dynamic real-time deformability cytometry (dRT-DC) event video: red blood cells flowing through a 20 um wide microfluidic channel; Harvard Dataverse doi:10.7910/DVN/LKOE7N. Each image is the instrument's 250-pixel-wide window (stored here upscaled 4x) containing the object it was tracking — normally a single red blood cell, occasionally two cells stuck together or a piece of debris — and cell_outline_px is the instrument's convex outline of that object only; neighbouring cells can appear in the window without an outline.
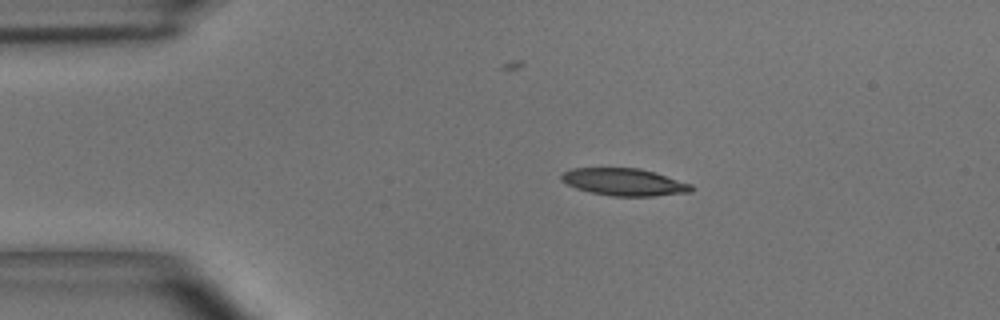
{"species": "common noctule bat (a hibernating species)", "species_latin": "Nyctalus noctula", "temperature_condition": "room temperature", "stored_images_in_passage": 45, "camera_frame_rate_fps": 3000, "um_per_image_px": 0.085, "animal": {"sex": "male", "body_mass_g": 15.6}, "frame": {"image": 1, "passage_image": 1, "time_ms": 0.0, "image_size_px": [1000, 320], "cell_outline_px": [[696, 188], [692, 192], [652, 196], [612, 196], [592, 192], [576, 188], [560, 180], [560, 176], [564, 172], [572, 168], [640, 168], [692, 184]], "centroid_in_image_um": [53.08, 15.47], "position_along_channel_um": 31.9, "area_um2": 20.58}}
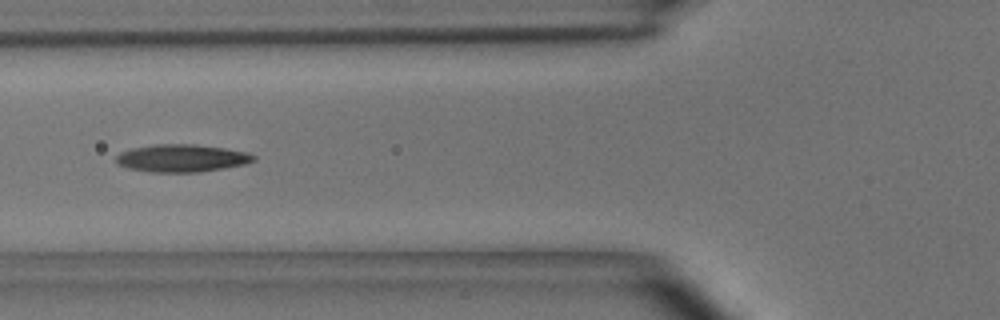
{"frame": {"image": 2, "passage_image": 11, "time_ms": 3.333, "image_size_px": [1000, 320], "cell_outline_px": [[256, 160], [244, 164], [224, 168], [200, 172], [152, 172], [128, 168], [116, 164], [116, 156], [120, 152], [132, 148], [156, 144], [192, 144], [224, 148], [248, 152], [256, 156]], "centroid_in_image_um": [15.45, 13.44], "position_along_channel_um": 110.4, "area_um2": 22.14}}
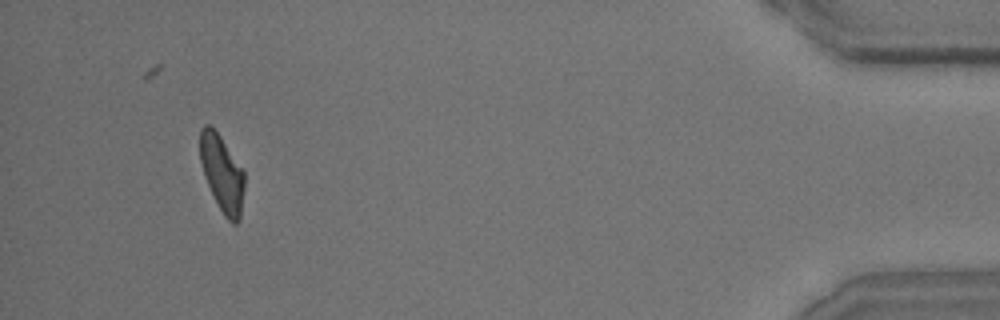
{"frame": {"image": 3, "passage_image": 42, "time_ms": 13.667, "image_size_px": [1000, 320], "cell_outline_px": [[244, 188], [240, 220], [236, 224], [232, 224], [224, 216], [204, 176], [200, 160], [200, 128], [204, 124], [208, 124], [220, 136], [244, 168]], "centroid_in_image_um": [18.89, 14.73], "position_along_channel_um": 416.3, "area_um2": 19.83}, "authors_computed_cell_mechanics": {"area_um2": 21.0392, "velocity_mm_per_s": 3.637, "shape_relaxation_time_tau1_ms": 5.2984, "shape_relaxation_time_tau2_ms": 4.0305, "deformation_change_tau1": 0.1868, "deformation_change_tau2": 0.1322}}